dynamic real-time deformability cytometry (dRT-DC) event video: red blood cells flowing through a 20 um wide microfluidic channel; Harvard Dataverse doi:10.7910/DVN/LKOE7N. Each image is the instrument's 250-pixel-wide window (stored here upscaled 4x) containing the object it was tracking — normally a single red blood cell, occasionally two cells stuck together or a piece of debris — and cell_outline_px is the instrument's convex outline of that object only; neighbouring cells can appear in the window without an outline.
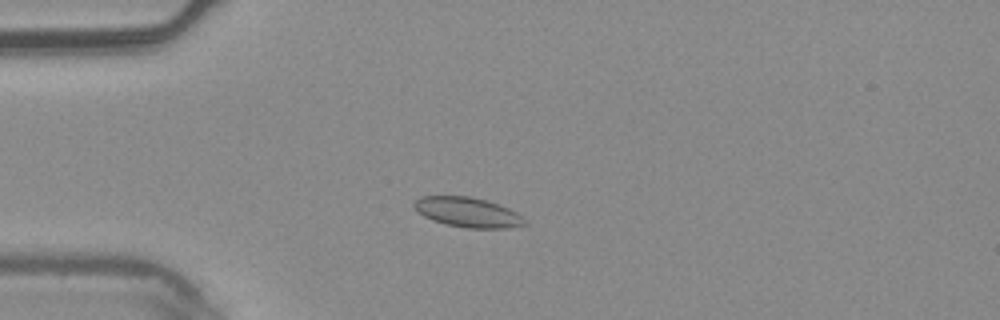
{"species": "common noctule bat (a hibernating species)", "species_latin": "Nyctalus noctula", "temperature_condition": "warm", "stored_images_in_passage": 2, "camera_frame_rate_fps": 3000, "um_per_image_px": 0.085, "animal": {"sex": "male", "body_mass_g": 20.4}, "frame": {"image": 1, "passage_image": 2, "time_ms": 0.333, "image_size_px": [1000, 320], "cell_outline_px": [[528, 224], [508, 228], [468, 228], [444, 224], [432, 220], [424, 216], [412, 204], [416, 200], [424, 196], [468, 196], [484, 200], [508, 208], [516, 212]], "centroid_in_image_um": [39.75, 18.05], "position_along_channel_um": 45.3, "area_um2": 18.9}}